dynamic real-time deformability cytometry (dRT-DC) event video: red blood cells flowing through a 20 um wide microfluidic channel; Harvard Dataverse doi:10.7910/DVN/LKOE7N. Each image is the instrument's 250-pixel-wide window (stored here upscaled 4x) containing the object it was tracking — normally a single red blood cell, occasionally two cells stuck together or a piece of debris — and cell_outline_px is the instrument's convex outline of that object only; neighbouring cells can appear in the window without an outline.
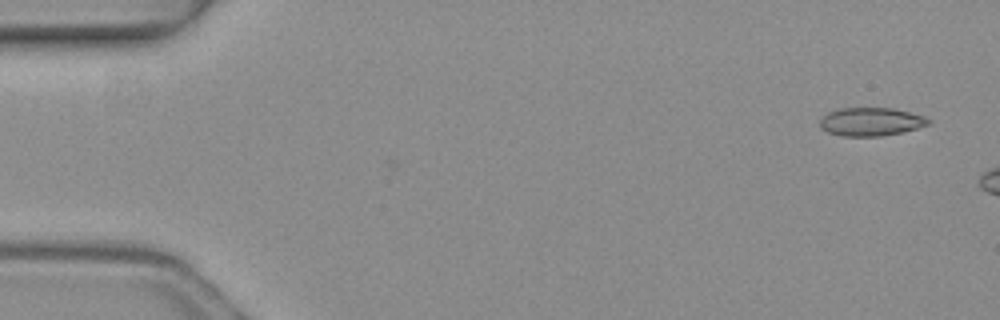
{"species": "common noctule bat (a hibernating species)", "species_latin": "Nyctalus noctula", "temperature_condition": "warm", "stored_images_in_passage": 2, "camera_frame_rate_fps": 3000, "um_per_image_px": 0.085, "animal": {"sex": "female", "body_mass_g": 19.3, "forearm_length_mm": 54.1}, "frame": {"image": 1, "passage_image": 2, "time_ms": 0.333, "image_size_px": [1000, 320], "cell_outline_px": [[932, 120], [928, 124], [916, 128], [900, 132], [880, 136], [844, 136], [828, 132], [820, 128], [820, 116], [828, 112], [840, 108], [892, 108], [924, 116]], "centroid_in_image_um": [73.98, 10.34], "position_along_channel_um": 11.0, "area_um2": 17.8}}